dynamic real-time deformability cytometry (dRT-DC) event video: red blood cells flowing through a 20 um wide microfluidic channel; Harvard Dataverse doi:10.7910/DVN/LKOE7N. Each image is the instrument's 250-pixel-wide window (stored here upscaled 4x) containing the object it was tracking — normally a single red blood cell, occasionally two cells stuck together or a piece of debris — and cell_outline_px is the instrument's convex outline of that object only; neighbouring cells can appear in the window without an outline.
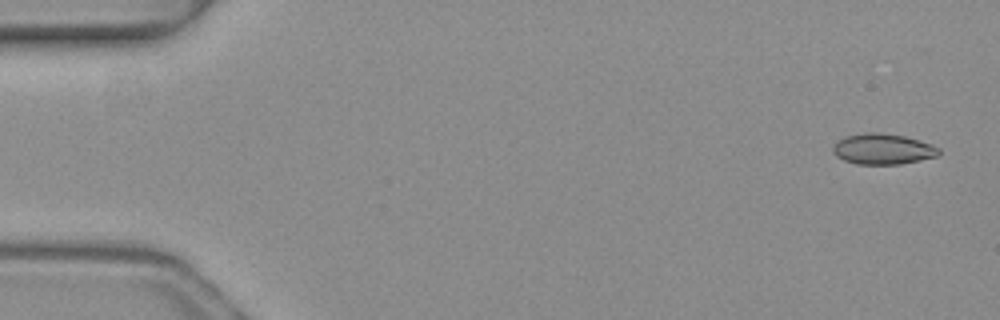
{"species": "common noctule bat (a hibernating species)", "species_latin": "Nyctalus noctula", "temperature_condition": "warm", "stored_images_in_passage": 4, "camera_frame_rate_fps": 3000, "um_per_image_px": 0.085, "animal": {"sex": "female", "body_mass_g": 19.3, "forearm_length_mm": 54.1}, "frame": {"image": 1, "passage_image": 1, "time_ms": 0.0, "image_size_px": [1000, 320], "cell_outline_px": [[940, 152], [936, 156], [920, 160], [900, 164], [856, 164], [844, 160], [836, 156], [832, 152], [832, 148], [844, 136], [864, 132], [880, 132], [904, 136], [932, 144], [940, 148]], "centroid_in_image_um": [75.03, 12.66], "position_along_channel_um": 10.0, "area_um2": 18.96}}
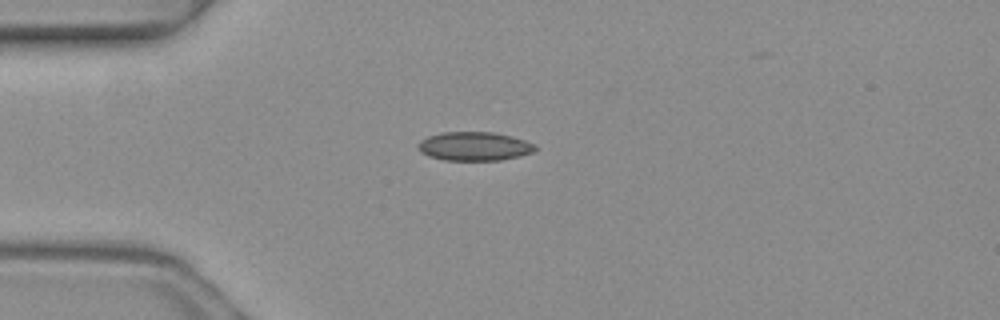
{"frame": {"image": 2, "passage_image": 4, "time_ms": 1.0, "image_size_px": [1000, 320], "cell_outline_px": [[536, 148], [532, 152], [520, 156], [500, 160], [444, 160], [428, 156], [420, 152], [416, 148], [416, 144], [420, 140], [428, 136], [440, 132], [496, 132], [512, 136], [536, 144]], "centroid_in_image_um": [40.28, 12.43], "position_along_channel_um": 44.7, "area_um2": 19.88}}